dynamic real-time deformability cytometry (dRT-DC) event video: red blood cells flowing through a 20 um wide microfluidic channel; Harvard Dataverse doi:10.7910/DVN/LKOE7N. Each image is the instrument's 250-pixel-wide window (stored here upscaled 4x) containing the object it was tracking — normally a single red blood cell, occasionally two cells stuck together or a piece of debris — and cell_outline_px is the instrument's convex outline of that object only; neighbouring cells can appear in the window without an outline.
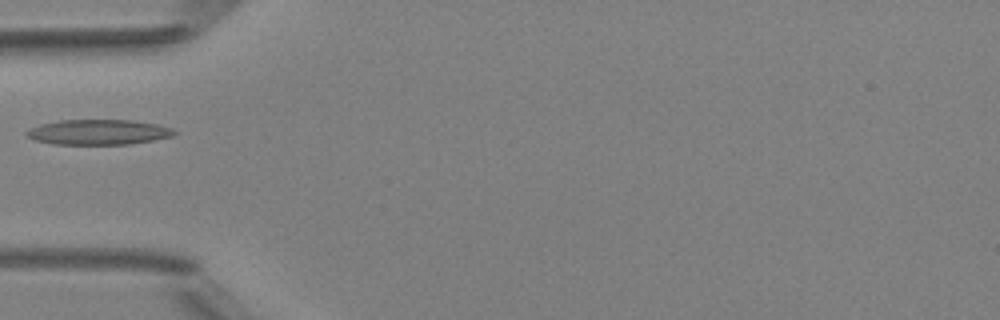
{"species": "Egyptian fruit bat (a non-hibernating species)", "species_latin": "Rousettus aegyptiacus", "temperature_condition": "room temperature", "stored_images_in_passage": 6, "camera_frame_rate_fps": 3000, "um_per_image_px": 0.085, "animal": {"sex": "female"}, "frame": {"image": 1, "passage_image": 5, "time_ms": 4.667, "image_size_px": [1000, 320], "cell_outline_px": [[176, 132], [172, 136], [152, 140], [128, 144], [52, 144], [36, 140], [28, 136], [24, 132], [40, 124], [60, 120], [132, 120], [156, 124], [172, 128]], "centroid_in_image_um": [8.36, 11.22], "position_along_channel_um": 76.6, "area_um2": 21.44}}
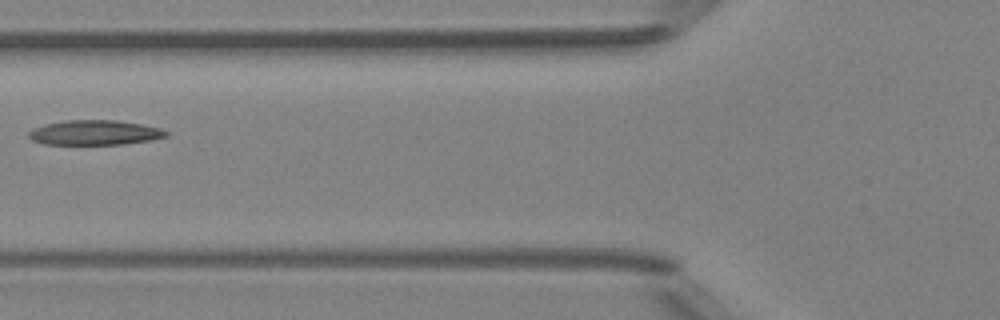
{"frame": {"image": 2, "passage_image": 6, "time_ms": 5.667, "image_size_px": [1000, 320], "cell_outline_px": [[168, 136], [152, 140], [120, 144], [44, 144], [32, 140], [28, 136], [28, 132], [32, 128], [44, 124], [68, 120], [116, 120], [140, 124], [160, 128], [168, 132]], "centroid_in_image_um": [8.03, 11.27], "position_along_channel_um": 117.8, "area_um2": 19.83}}